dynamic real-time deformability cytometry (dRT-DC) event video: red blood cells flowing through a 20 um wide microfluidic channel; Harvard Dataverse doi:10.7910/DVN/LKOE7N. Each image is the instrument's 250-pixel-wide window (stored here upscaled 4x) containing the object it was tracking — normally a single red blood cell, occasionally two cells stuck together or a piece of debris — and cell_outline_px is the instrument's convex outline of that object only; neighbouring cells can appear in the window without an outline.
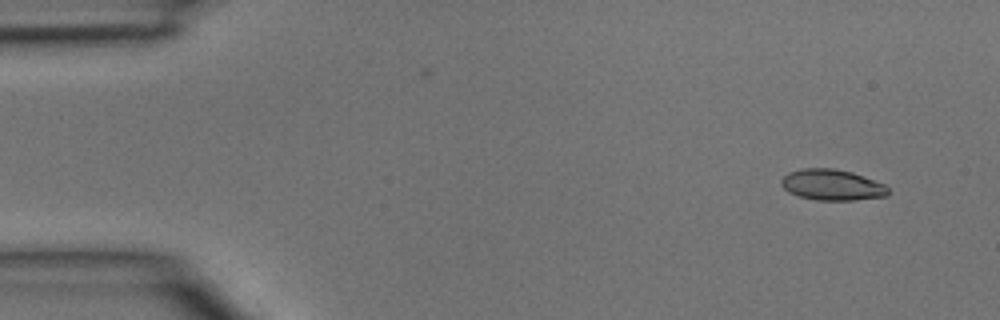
{"species": "common noctule bat (a hibernating species)", "species_latin": "Nyctalus noctula", "temperature_condition": "room temperature", "stored_images_in_passage": 4, "camera_frame_rate_fps": 3000, "um_per_image_px": 0.085, "animal": {"sex": "male", "body_mass_g": 15.6}, "frame": {"image": 1, "passage_image": 1, "time_ms": 0.0, "image_size_px": [1000, 320], "cell_outline_px": [[888, 196], [856, 200], [816, 200], [800, 196], [788, 192], [780, 184], [780, 180], [788, 172], [800, 168], [836, 168], [852, 172], [884, 184], [888, 188]], "centroid_in_image_um": [70.7, 15.71], "position_along_channel_um": 14.3, "area_um2": 19.36}}